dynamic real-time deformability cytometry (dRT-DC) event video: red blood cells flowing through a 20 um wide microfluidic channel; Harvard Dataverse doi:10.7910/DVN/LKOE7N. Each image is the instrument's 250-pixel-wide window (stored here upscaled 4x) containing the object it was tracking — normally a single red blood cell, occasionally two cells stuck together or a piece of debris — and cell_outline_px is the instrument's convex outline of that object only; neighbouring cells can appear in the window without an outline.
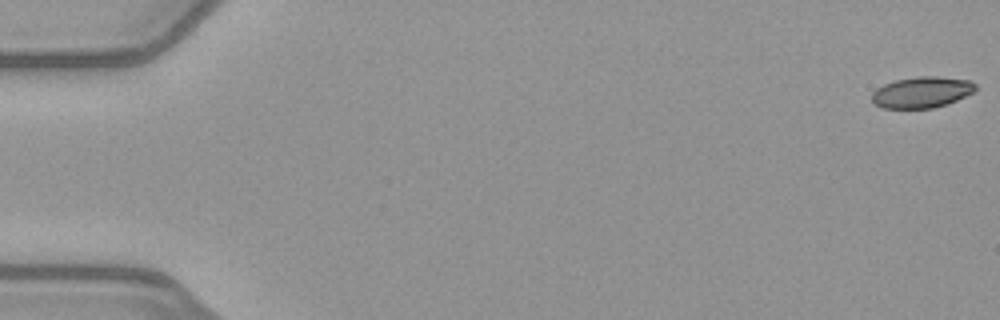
{"species": "common noctule bat (a hibernating species)", "species_latin": "Nyctalus noctula", "temperature_condition": "warm", "stored_images_in_passage": 52, "camera_frame_rate_fps": 3000, "um_per_image_px": 0.085, "animal": {"sex": "female", "body_mass_g": 21.9}, "frame": {"image": 1, "passage_image": 1, "time_ms": 0.0, "image_size_px": [1000, 320], "cell_outline_px": [[976, 92], [948, 104], [932, 108], [884, 108], [876, 104], [872, 100], [872, 92], [876, 88], [884, 84], [896, 80], [920, 76], [936, 76], [972, 80], [976, 84]], "centroid_in_image_um": [78.41, 7.83], "position_along_channel_um": 6.6, "area_um2": 18.96}}
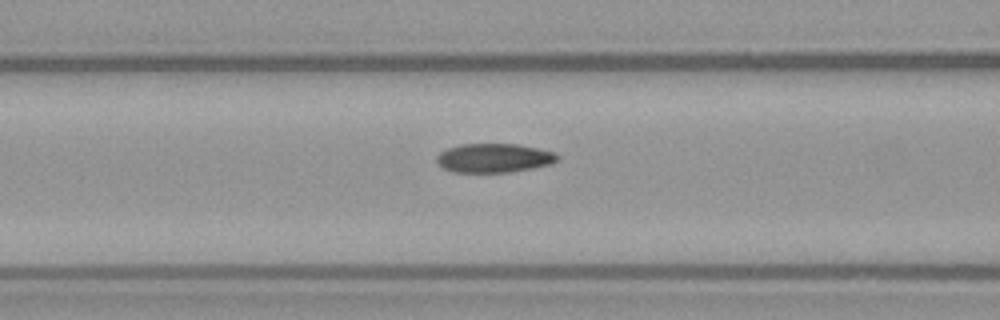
{"frame": {"image": 2, "passage_image": 22, "time_ms": 7.0, "image_size_px": [1000, 320], "cell_outline_px": [[560, 160], [552, 164], [532, 168], [508, 172], [452, 172], [436, 164], [436, 156], [440, 152], [448, 148], [460, 144], [516, 144], [556, 152], [560, 156]], "centroid_in_image_um": [42.0, 13.43], "position_along_channel_um": 124.6, "area_um2": 20.58}}
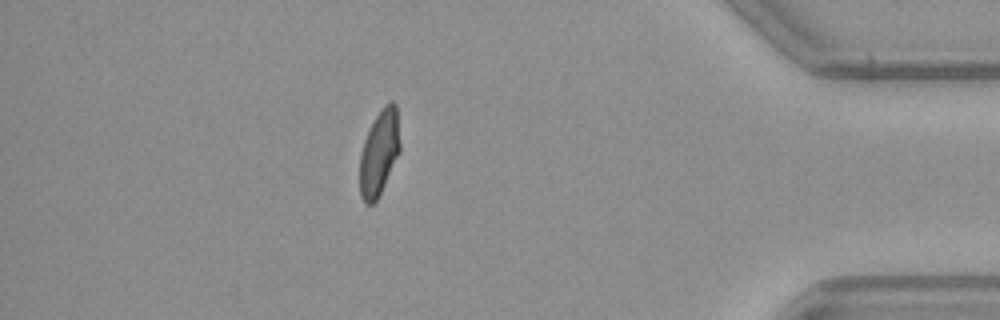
{"frame": {"image": 3, "passage_image": 46, "time_ms": 15.0, "image_size_px": [1000, 320], "cell_outline_px": [[400, 152], [376, 200], [372, 204], [364, 204], [360, 196], [360, 156], [364, 140], [380, 108], [384, 104], [392, 100], [396, 104], [400, 144]], "centroid_in_image_um": [32.23, 12.97], "position_along_channel_um": 403.0, "area_um2": 19.83}, "authors_computed_cell_mechanics": {"area_um2": 20.6057, "velocity_mm_per_s": 4.0207, "shape_relaxation_time_tau1_ms": 7.472, "shape_relaxation_time_tau2_ms": 1.3623, "deformation_change_tau1": 0.2032, "deformation_change_tau2": 0.0573}}